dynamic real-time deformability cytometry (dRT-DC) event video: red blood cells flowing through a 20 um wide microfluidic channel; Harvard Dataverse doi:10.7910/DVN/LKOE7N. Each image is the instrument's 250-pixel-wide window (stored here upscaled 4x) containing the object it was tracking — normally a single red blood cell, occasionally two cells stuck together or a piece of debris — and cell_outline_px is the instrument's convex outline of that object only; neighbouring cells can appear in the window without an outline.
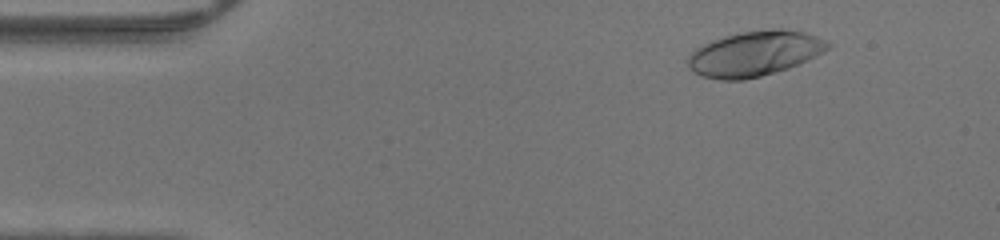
{"species": "human", "species_latin": "Homo sapiens", "temperature_condition": "warm", "stored_images_in_passage": 44, "camera_frame_rate_fps": 3000, "um_per_image_px": 0.085, "donor": {"sex": "male"}, "frame": {"image": 1, "passage_image": 3, "time_ms": 0.667, "image_size_px": [1000, 240], "cell_outline_px": [[832, 44], [824, 52], [808, 60], [788, 68], [760, 76], [744, 80], [720, 80], [704, 76], [688, 68], [688, 56], [696, 48], [712, 40], [724, 36], [740, 32], [772, 28], [780, 28], [804, 32], [816, 36]], "centroid_in_image_um": [64.15, 4.55], "position_along_channel_um": 20.8, "area_um2": 36.65}}
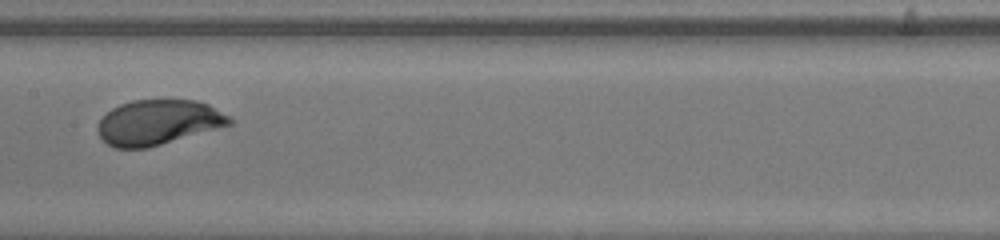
{"frame": {"image": 2, "passage_image": 21, "time_ms": 6.667, "image_size_px": [1000, 240], "cell_outline_px": [[232, 124], [148, 148], [116, 148], [108, 144], [100, 136], [96, 128], [100, 120], [112, 108], [120, 104], [132, 100], [192, 100], [208, 104], [228, 116], [232, 120]], "centroid_in_image_um": [13.42, 10.4], "position_along_channel_um": 194.0, "area_um2": 34.22}}
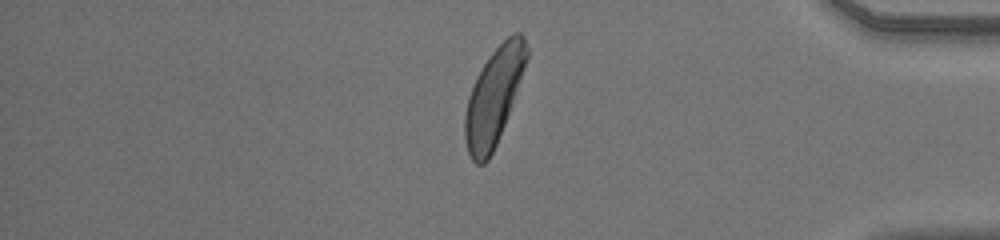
{"frame": {"image": 3, "passage_image": 37, "time_ms": 12.0, "image_size_px": [1000, 240], "cell_outline_px": [[528, 56], [524, 68], [504, 124], [496, 144], [488, 160], [484, 164], [476, 164], [472, 160], [468, 152], [464, 140], [464, 116], [468, 96], [476, 76], [492, 52], [512, 32], [520, 32], [524, 36], [528, 48]], "centroid_in_image_um": [41.94, 8.21], "position_along_channel_um": 393.3, "area_um2": 34.22}}